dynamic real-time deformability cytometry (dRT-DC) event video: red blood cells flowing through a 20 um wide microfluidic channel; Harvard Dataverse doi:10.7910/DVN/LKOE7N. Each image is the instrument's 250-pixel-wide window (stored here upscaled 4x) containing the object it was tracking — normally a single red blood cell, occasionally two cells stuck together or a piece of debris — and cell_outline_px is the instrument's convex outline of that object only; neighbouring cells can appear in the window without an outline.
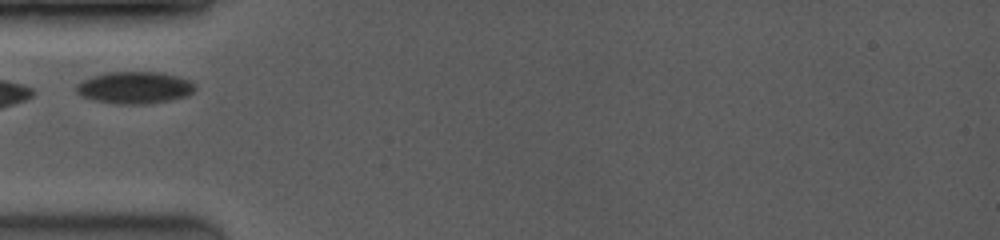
{"species": "common noctule bat (a hibernating species)", "species_latin": "Nyctalus noctula", "temperature_condition": "room temperature", "stored_images_in_passage": 5, "camera_frame_rate_fps": 3500, "um_per_image_px": 0.085, "animal": {"sex": "female", "body_mass_g": 19.0, "forearm_length_mm": 53.3}, "frame": {"image": 1, "passage_image": 1, "time_ms": 0.0, "image_size_px": [1000, 240], "cell_outline_px": [[196, 88], [188, 96], [148, 104], [120, 104], [92, 100], [80, 96], [76, 92], [76, 84], [92, 76], [108, 72], [160, 72], [176, 76], [188, 80], [196, 84]], "centroid_in_image_um": [11.43, 7.45], "position_along_channel_um": 73.6, "area_um2": 22.2}}
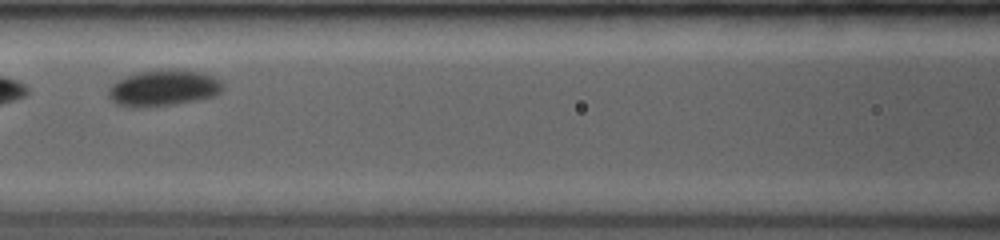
{"frame": {"image": 2, "passage_image": 4, "time_ms": 2.0, "image_size_px": [1000, 240], "cell_outline_px": [[220, 92], [216, 96], [172, 104], [132, 108], [112, 104], [108, 96], [108, 88], [116, 80], [124, 76], [140, 72], [168, 68], [200, 72], [212, 76], [220, 80]], "centroid_in_image_um": [13.8, 7.48], "position_along_channel_um": 152.8, "area_um2": 24.16}}